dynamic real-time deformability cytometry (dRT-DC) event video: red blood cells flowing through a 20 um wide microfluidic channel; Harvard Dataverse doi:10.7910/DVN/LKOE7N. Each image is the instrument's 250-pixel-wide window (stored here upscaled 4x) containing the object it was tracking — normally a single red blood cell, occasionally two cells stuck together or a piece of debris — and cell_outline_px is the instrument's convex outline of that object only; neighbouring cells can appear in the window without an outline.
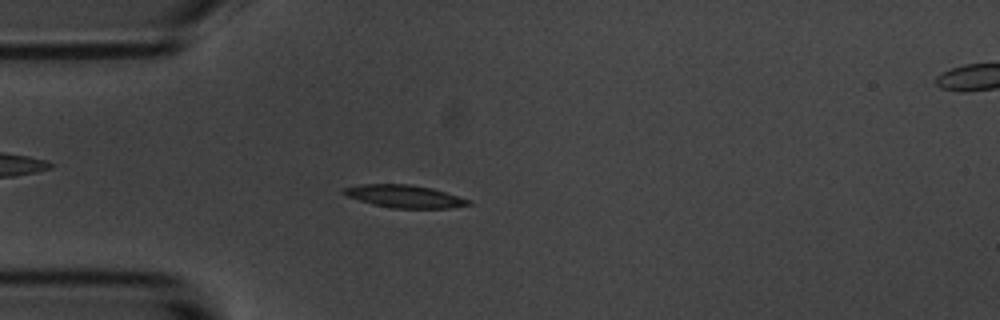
{"species": "common noctule bat (a hibernating species)", "species_latin": "Nyctalus noctula", "temperature_condition": "room temperature", "stored_images_in_passage": 54, "camera_frame_rate_fps": 3000, "um_per_image_px": 0.085, "animal": {"sex": "male", "body_mass_g": 20.1, "forearm_length_mm": 53.5}, "frame": {"image": 1, "passage_image": 13, "time_ms": 4.0, "image_size_px": [1000, 320], "cell_outline_px": [[472, 204], [448, 208], [392, 208], [372, 204], [348, 196], [340, 192], [344, 188], [360, 184], [408, 184], [432, 188], [472, 200]], "centroid_in_image_um": [34.4, 16.68], "position_along_channel_um": 50.6, "area_um2": 16.42}}
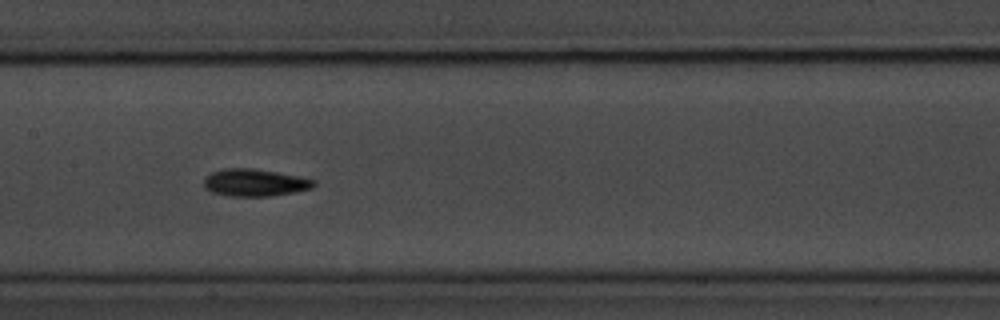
{"frame": {"image": 2, "passage_image": 25, "time_ms": 8.0, "image_size_px": [1000, 320], "cell_outline_px": [[316, 184], [312, 188], [272, 196], [228, 196], [212, 192], [204, 188], [204, 176], [212, 172], [224, 168], [252, 168], [276, 172], [316, 180]], "centroid_in_image_um": [21.61, 15.52], "position_along_channel_um": 185.8, "area_um2": 17.46}}
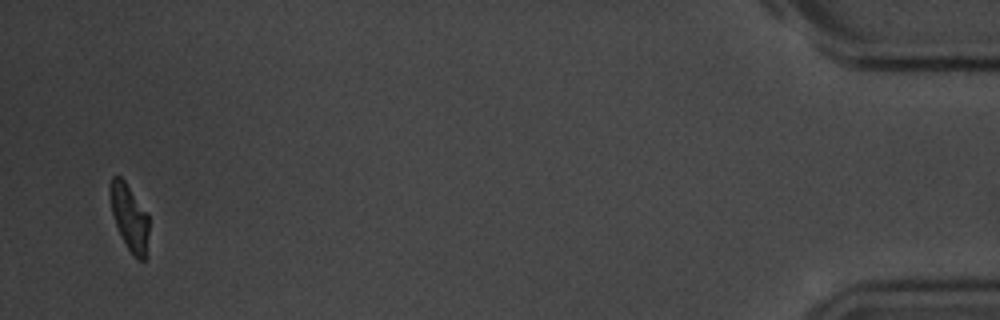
{"frame": {"image": 3, "passage_image": 52, "time_ms": 17.0, "image_size_px": [1000, 320], "cell_outline_px": [[148, 232], [144, 260], [140, 260], [128, 248], [116, 224], [112, 212], [108, 196], [108, 188], [112, 176], [120, 176], [124, 180], [148, 216]], "centroid_in_image_um": [10.95, 18.39], "position_along_channel_um": 424.2, "area_um2": 14.39}, "authors_computed_cell_mechanics": {"area_um2": 16.4152, "velocity_mm_per_s": 3.5992, "shape_relaxation_time_tau1_ms": 3.0626, "shape_relaxation_time_tau2_ms": 7.593, "deformation_change_tau1": 0.1189, "deformation_change_tau2": 0.1384}}